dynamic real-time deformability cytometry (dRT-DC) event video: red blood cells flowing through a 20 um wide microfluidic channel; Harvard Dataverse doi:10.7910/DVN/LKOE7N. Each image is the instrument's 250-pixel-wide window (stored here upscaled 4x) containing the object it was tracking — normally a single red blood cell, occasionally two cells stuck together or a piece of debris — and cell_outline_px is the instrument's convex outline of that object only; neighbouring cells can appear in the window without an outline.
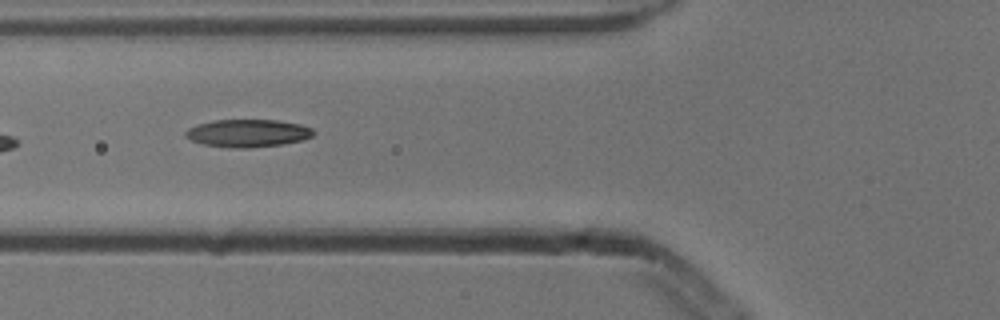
{"species": "common noctule bat (a hibernating species)", "species_latin": "Nyctalus noctula", "temperature_condition": "cold", "stored_images_in_passage": 10, "camera_frame_rate_fps": 3000, "um_per_image_px": 0.085, "animal": {"sex": "male", "body_mass_g": 13.3}, "frame": {"image": 1, "passage_image": 7, "time_ms": 2.0, "image_size_px": [1000, 320], "cell_outline_px": [[316, 132], [312, 136], [304, 140], [284, 144], [248, 148], [232, 148], [204, 144], [192, 140], [184, 136], [184, 132], [188, 128], [196, 124], [212, 120], [276, 120], [300, 124], [312, 128]], "centroid_in_image_um": [21.07, 11.32], "position_along_channel_um": 104.7, "area_um2": 20.81}}
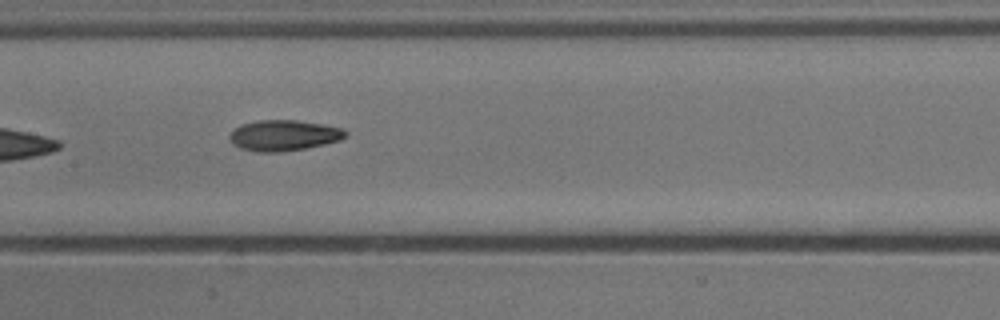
{"frame": {"image": 2, "passage_image": 9, "time_ms": 2.667, "image_size_px": [1000, 320], "cell_outline_px": [[348, 132], [340, 140], [324, 144], [304, 148], [280, 152], [256, 152], [240, 148], [232, 144], [228, 136], [240, 124], [256, 120], [296, 120], [320, 124], [340, 128]], "centroid_in_image_um": [24.06, 11.51], "position_along_channel_um": 183.3, "area_um2": 20.63}}
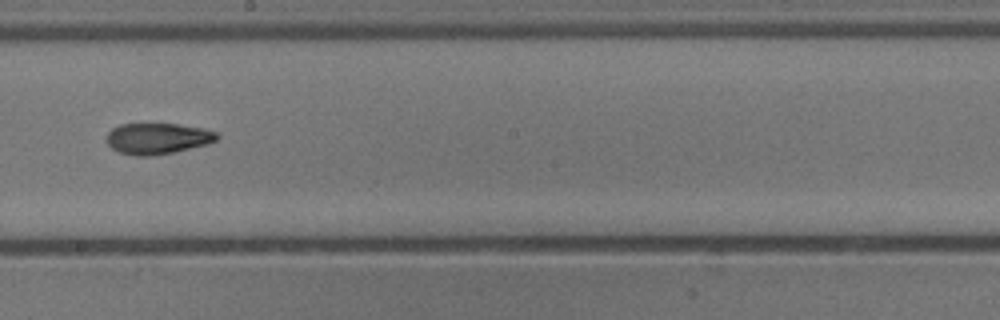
{"frame": {"image": 3, "passage_image": 10, "time_ms": 3.0, "image_size_px": [1000, 320], "cell_outline_px": [[220, 136], [216, 140], [204, 144], [172, 152], [148, 156], [136, 156], [120, 152], [112, 148], [108, 144], [108, 132], [112, 128], [120, 124], [176, 124], [204, 128], [216, 132]], "centroid_in_image_um": [13.38, 11.76], "position_along_channel_um": 234.8, "area_um2": 19.59}}